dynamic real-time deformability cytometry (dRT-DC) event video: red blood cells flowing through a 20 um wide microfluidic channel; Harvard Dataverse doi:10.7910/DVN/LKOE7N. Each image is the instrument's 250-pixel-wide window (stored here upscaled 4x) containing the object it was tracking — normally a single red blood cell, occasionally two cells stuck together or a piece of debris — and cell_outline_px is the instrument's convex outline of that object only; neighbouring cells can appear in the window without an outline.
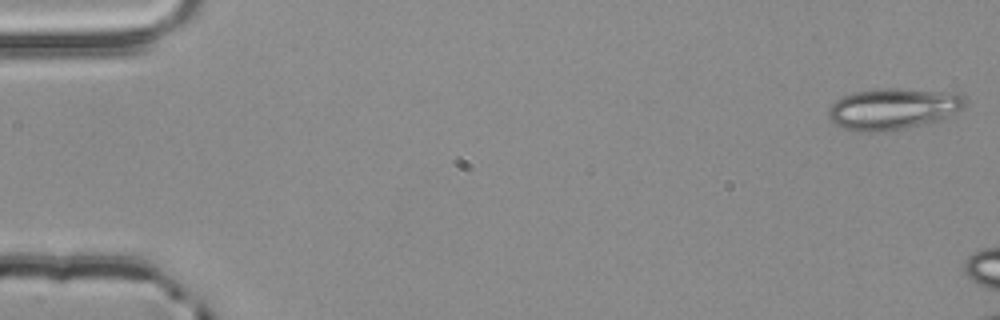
{"species": "common noctule bat (a hibernating species)", "species_latin": "Nyctalus noctula", "temperature_condition": "room temperature", "stored_images_in_passage": 13, "camera_frame_rate_fps": 3000, "um_per_image_px": 0.085, "animal": {"sex": "male", "body_mass_g": 20.4}, "frame": {"image": 1, "passage_image": 1, "time_ms": 0.0, "image_size_px": [1000, 320], "cell_outline_px": [[964, 108], [940, 120], [928, 124], [888, 132], [856, 132], [844, 128], [836, 124], [828, 116], [828, 112], [832, 104], [836, 100], [852, 92], [876, 88], [896, 88], [960, 92], [964, 96]], "centroid_in_image_um": [75.94, 9.25], "position_along_channel_um": 9.1, "area_um2": 33.52}}